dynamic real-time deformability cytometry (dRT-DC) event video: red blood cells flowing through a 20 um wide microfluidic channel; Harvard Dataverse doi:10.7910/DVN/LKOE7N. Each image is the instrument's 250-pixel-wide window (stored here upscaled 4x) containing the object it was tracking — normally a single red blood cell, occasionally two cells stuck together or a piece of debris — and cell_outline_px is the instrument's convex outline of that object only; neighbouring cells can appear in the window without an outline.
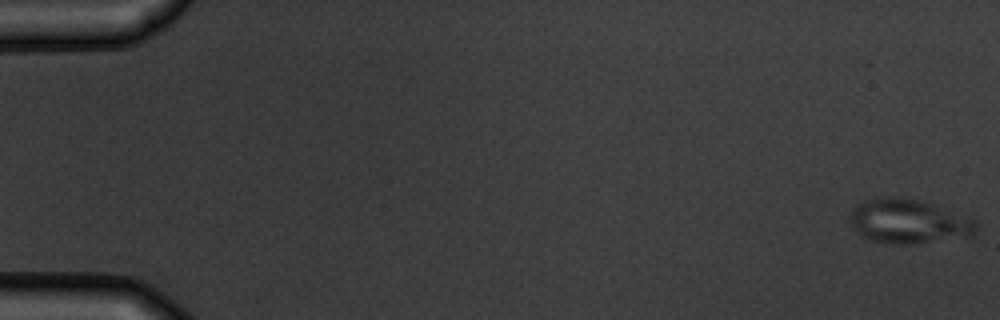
{"species": "common noctule bat (a hibernating species)", "species_latin": "Nyctalus noctula", "temperature_condition": "warm", "stored_images_in_passage": 10, "camera_frame_rate_fps": 3000, "um_per_image_px": 0.085, "animal": {"sex": "male", "body_mass_g": 19.5, "forearm_length_mm": 54.6}, "frame": {"image": 1, "passage_image": 1, "time_ms": 0.0, "image_size_px": [1000, 320], "cell_outline_px": [[976, 228], [972, 236], [912, 244], [892, 244], [868, 240], [856, 232], [852, 228], [852, 208], [856, 204], [872, 196], [892, 196], [920, 200], [932, 204], [972, 220], [976, 224]], "centroid_in_image_um": [77.13, 18.81], "position_along_channel_um": 7.9, "area_um2": 32.43}}
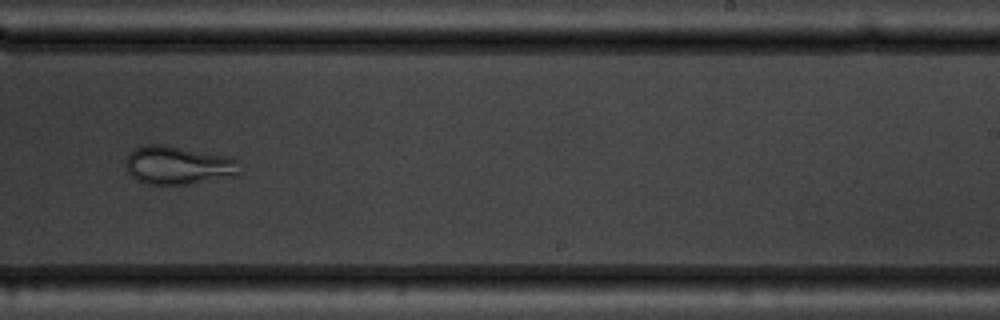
{"frame": {"image": 2, "passage_image": 10, "time_ms": 11.0, "image_size_px": [1000, 320], "cell_outline_px": [[240, 172], [236, 176], [192, 184], [148, 184], [132, 176], [128, 172], [128, 152], [136, 148], [148, 144], [168, 144], [232, 156], [236, 160]], "centroid_in_image_um": [15.21, 14.02], "position_along_channel_um": 273.8, "area_um2": 25.72}}